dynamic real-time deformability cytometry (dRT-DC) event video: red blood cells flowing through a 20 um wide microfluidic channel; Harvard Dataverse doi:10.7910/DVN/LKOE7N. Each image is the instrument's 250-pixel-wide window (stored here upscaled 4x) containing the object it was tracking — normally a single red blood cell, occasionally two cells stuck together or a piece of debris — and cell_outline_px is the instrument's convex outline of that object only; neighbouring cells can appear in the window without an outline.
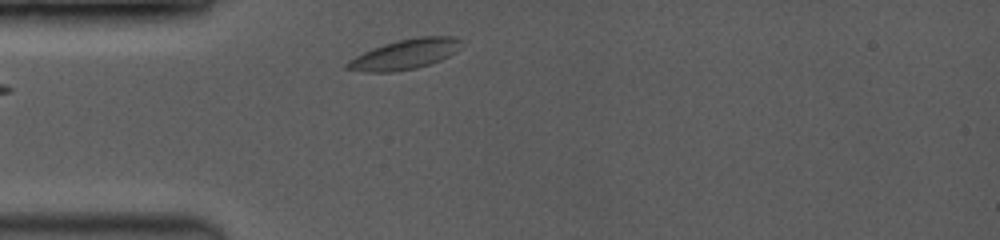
{"species": "common noctule bat (a hibernating species)", "species_latin": "Nyctalus noctula", "temperature_condition": "room temperature", "stored_images_in_passage": 5, "camera_frame_rate_fps": 3500, "um_per_image_px": 0.085, "animal": {"sex": "female", "body_mass_g": 19.0, "forearm_length_mm": 53.3}, "frame": {"image": 1, "passage_image": 2, "time_ms": 0.571, "image_size_px": [1000, 240], "cell_outline_px": [[464, 40], [448, 56], [440, 60], [416, 68], [392, 72], [368, 72], [344, 68], [344, 64], [348, 60], [372, 48], [396, 40], [420, 36], [460, 36]], "centroid_in_image_um": [34.4, 4.6], "position_along_channel_um": 50.6, "area_um2": 19.88}}
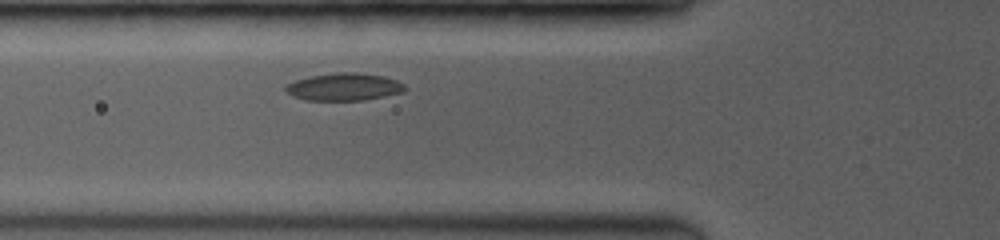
{"frame": {"image": 2, "passage_image": 5, "time_ms": 2.0, "image_size_px": [1000, 240], "cell_outline_px": [[408, 88], [404, 92], [364, 100], [304, 100], [292, 96], [284, 88], [284, 84], [296, 80], [312, 76], [336, 72], [356, 72], [384, 76], [396, 80], [404, 84]], "centroid_in_image_um": [29.25, 7.38], "position_along_channel_um": 96.5, "area_um2": 19.19}}